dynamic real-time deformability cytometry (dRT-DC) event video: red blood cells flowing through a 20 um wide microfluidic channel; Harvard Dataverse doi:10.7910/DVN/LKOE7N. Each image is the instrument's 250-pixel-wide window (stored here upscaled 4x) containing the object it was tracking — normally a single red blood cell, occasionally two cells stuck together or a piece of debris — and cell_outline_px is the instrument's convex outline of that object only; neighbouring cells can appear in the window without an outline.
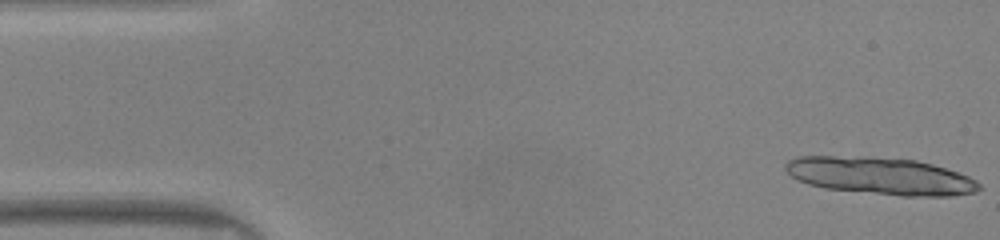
{"species": "common noctule bat (a hibernating species)", "species_latin": "Nyctalus noctula", "temperature_condition": "warm", "stored_images_in_passage": 14, "segment_of_instrument_passage": [1, 2], "camera_frame_rate_fps": 3000, "um_per_image_px": 0.085, "animal": {"sex": "male", "body_mass_g": 20.0, "forearm_length_mm": 53.3}, "frame": {"image": 1, "passage_image": 1, "time_ms": 0.0, "image_size_px": [1000, 240], "cell_outline_px": [[964, 192], [888, 192], [840, 188], [816, 184], [804, 160], [904, 160], [924, 164], [940, 168], [952, 172], [960, 176]], "centroid_in_image_um": [75.14, 14.96], "position_along_channel_um": 9.9, "area_um2": 30.17}}